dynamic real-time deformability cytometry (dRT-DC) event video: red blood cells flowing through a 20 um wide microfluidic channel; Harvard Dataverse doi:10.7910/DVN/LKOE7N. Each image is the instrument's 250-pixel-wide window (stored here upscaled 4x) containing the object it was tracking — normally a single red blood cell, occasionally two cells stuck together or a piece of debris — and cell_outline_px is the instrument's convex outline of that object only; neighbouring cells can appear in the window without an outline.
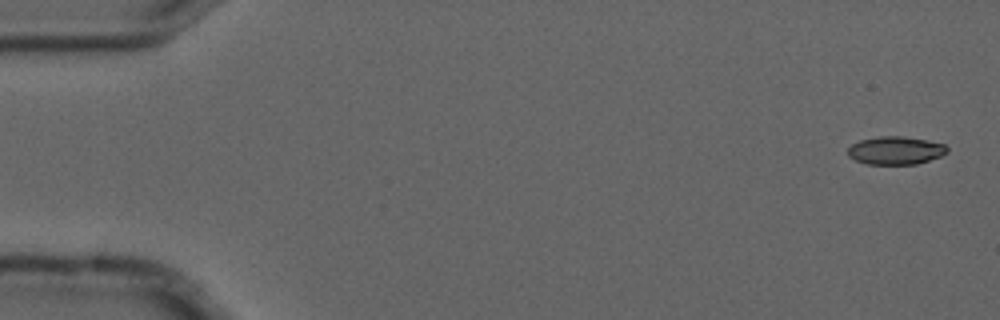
{"species": "common noctule bat (a hibernating species)", "species_latin": "Nyctalus noctula", "temperature_condition": "cold", "stored_images_in_passage": 5, "camera_frame_rate_fps": 3000, "um_per_image_px": 0.085, "animal": {"sex": "male", "forearm_length_mm": 52.5}, "frame": {"image": 1, "passage_image": 1, "time_ms": 0.0, "image_size_px": [1000, 320], "cell_outline_px": [[948, 152], [940, 156], [916, 164], [868, 164], [856, 160], [848, 156], [848, 148], [852, 144], [860, 140], [880, 136], [900, 136], [928, 140], [944, 144], [948, 148]], "centroid_in_image_um": [76.12, 12.78], "position_along_channel_um": 8.9, "area_um2": 16.13}}
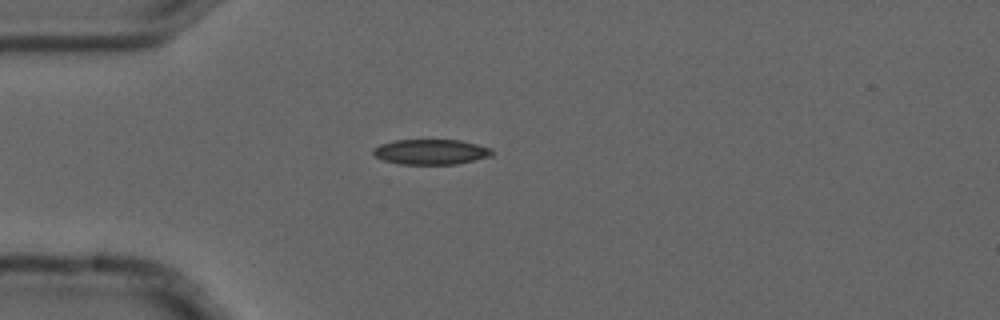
{"frame": {"image": 2, "passage_image": 4, "time_ms": 1.0, "image_size_px": [1000, 320], "cell_outline_px": [[492, 156], [456, 164], [400, 164], [384, 160], [376, 156], [372, 152], [372, 148], [380, 144], [396, 140], [460, 140], [492, 148]], "centroid_in_image_um": [36.62, 12.9], "position_along_channel_um": 48.4, "area_um2": 17.4}}